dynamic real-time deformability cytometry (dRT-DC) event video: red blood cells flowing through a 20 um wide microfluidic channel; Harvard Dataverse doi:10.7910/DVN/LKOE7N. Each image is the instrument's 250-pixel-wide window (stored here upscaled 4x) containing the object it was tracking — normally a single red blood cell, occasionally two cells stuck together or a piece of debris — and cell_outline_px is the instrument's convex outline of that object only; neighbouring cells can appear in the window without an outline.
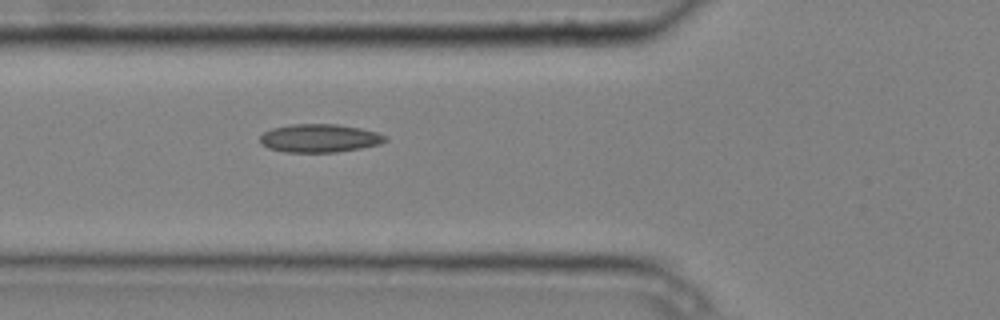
{"species": "common noctule bat (a hibernating species)", "species_latin": "Nyctalus noctula", "temperature_condition": "cold", "stored_images_in_passage": 5, "camera_frame_rate_fps": 3000, "um_per_image_px": 0.085, "animal": {"sex": "male", "body_mass_g": 20.4}, "frame": {"image": 1, "passage_image": 5, "time_ms": 1.333, "image_size_px": [1000, 320], "cell_outline_px": [[388, 140], [380, 144], [360, 148], [336, 152], [284, 152], [268, 148], [260, 144], [260, 136], [264, 132], [272, 128], [292, 124], [336, 124], [360, 128], [376, 132], [388, 136]], "centroid_in_image_um": [27.16, 11.75], "position_along_channel_um": 98.6, "area_um2": 20.69}}